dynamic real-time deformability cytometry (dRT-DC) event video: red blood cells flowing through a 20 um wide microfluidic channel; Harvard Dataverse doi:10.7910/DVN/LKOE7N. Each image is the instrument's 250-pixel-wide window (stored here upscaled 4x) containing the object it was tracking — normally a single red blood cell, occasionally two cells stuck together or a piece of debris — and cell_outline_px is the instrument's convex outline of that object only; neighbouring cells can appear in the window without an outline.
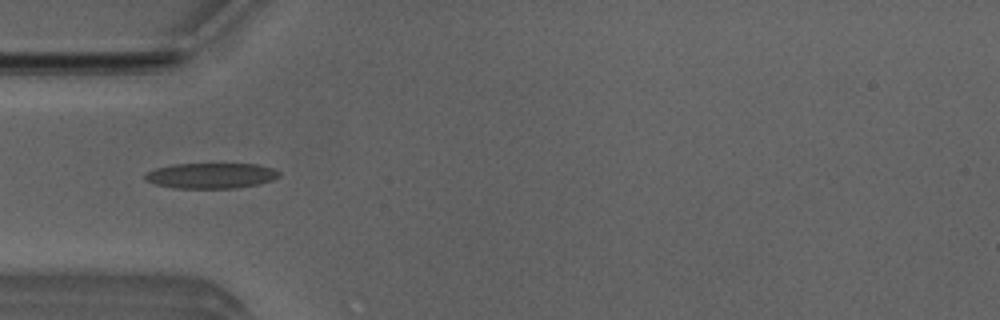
{"species": "Egyptian fruit bat (a non-hibernating species)", "species_latin": "Rousettus aegyptiacus", "temperature_condition": "room temperature", "stored_images_in_passage": 4, "camera_frame_rate_fps": 3000, "um_per_image_px": 0.085, "animal": {"sex": "male"}, "frame": {"image": 1, "passage_image": 4, "time_ms": 1.0, "image_size_px": [1000, 320], "cell_outline_px": [[280, 176], [272, 180], [260, 184], [236, 188], [176, 188], [156, 184], [144, 180], [144, 172], [156, 168], [172, 164], [256, 164], [272, 168], [280, 172]], "centroid_in_image_um": [17.92, 14.93], "position_along_channel_um": 67.1, "area_um2": 20.0}}